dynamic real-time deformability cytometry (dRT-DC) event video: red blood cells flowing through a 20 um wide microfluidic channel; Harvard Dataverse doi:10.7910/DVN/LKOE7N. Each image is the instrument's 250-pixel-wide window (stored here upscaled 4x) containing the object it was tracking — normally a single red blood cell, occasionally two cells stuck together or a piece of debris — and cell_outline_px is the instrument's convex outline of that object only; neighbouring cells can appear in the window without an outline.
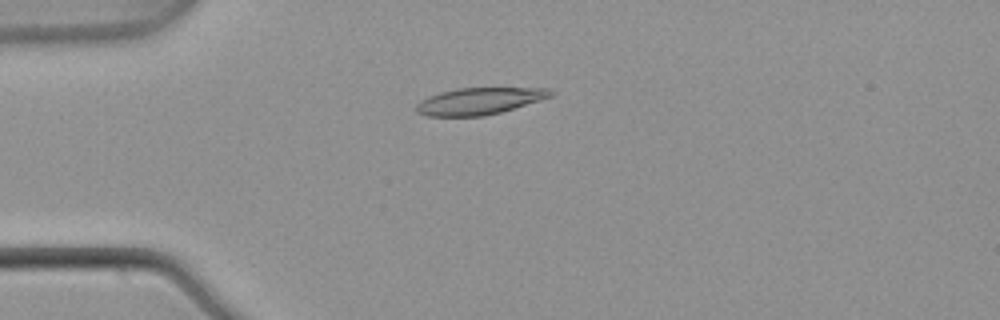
{"species": "common noctule bat (a hibernating species)", "species_latin": "Nyctalus noctula", "temperature_condition": "warm", "stored_images_in_passage": 53, "camera_frame_rate_fps": 3000, "um_per_image_px": 0.085, "animal": {"sex": "male", "body_mass_g": 21.5, "forearm_length_mm": 52.0}, "frame": {"image": 1, "passage_image": 14, "time_ms": 4.333, "image_size_px": [1000, 320], "cell_outline_px": [[556, 92], [552, 96], [540, 100], [500, 112], [484, 116], [428, 116], [416, 112], [416, 104], [428, 96], [440, 92], [460, 88], [548, 88]], "centroid_in_image_um": [40.74, 8.59], "position_along_channel_um": 44.3, "area_um2": 20.87}}
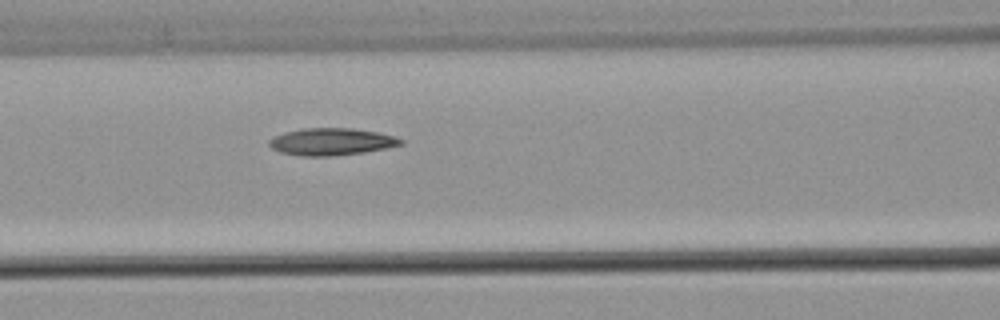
{"frame": {"image": 2, "passage_image": 23, "time_ms": 7.333, "image_size_px": [1000, 320], "cell_outline_px": [[404, 144], [364, 152], [332, 156], [300, 156], [280, 152], [272, 148], [268, 144], [268, 140], [272, 136], [284, 132], [304, 128], [352, 128], [376, 132], [392, 136], [404, 140]], "centroid_in_image_um": [28.12, 12.04], "position_along_channel_um": 138.5, "area_um2": 20.81}}
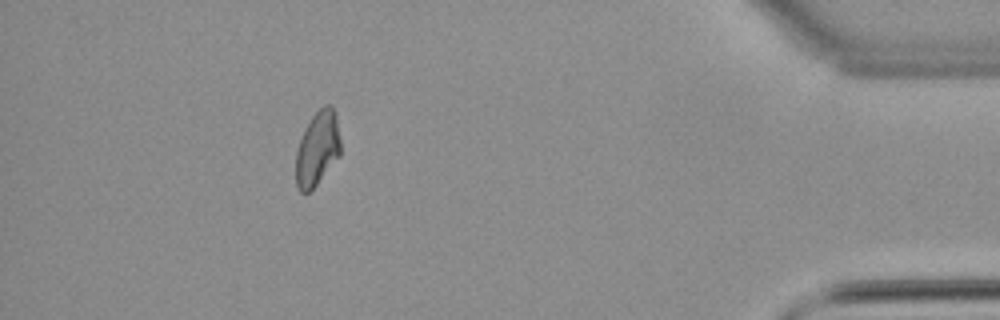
{"frame": {"image": 3, "passage_image": 48, "time_ms": 15.667, "image_size_px": [1000, 320], "cell_outline_px": [[340, 156], [316, 184], [308, 192], [300, 192], [296, 188], [296, 152], [304, 128], [312, 116], [324, 104], [332, 104], [336, 116], [340, 140]], "centroid_in_image_um": [26.98, 12.61], "position_along_channel_um": 408.2, "area_um2": 19.36}}